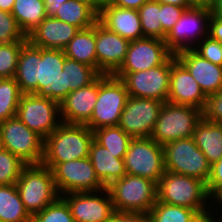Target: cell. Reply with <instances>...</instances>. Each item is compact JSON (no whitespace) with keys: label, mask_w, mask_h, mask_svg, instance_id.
Here are the masks:
<instances>
[{"label":"cell","mask_w":222,"mask_h":222,"mask_svg":"<svg viewBox=\"0 0 222 222\" xmlns=\"http://www.w3.org/2000/svg\"><path fill=\"white\" fill-rule=\"evenodd\" d=\"M156 191L158 202L197 210L207 221L211 220L210 198L206 184L201 180L165 171L157 182Z\"/></svg>","instance_id":"6da1fadb"},{"label":"cell","mask_w":222,"mask_h":222,"mask_svg":"<svg viewBox=\"0 0 222 222\" xmlns=\"http://www.w3.org/2000/svg\"><path fill=\"white\" fill-rule=\"evenodd\" d=\"M93 139L94 133L88 126L62 122L44 139L42 164H59L89 157Z\"/></svg>","instance_id":"7a4b0ae2"},{"label":"cell","mask_w":222,"mask_h":222,"mask_svg":"<svg viewBox=\"0 0 222 222\" xmlns=\"http://www.w3.org/2000/svg\"><path fill=\"white\" fill-rule=\"evenodd\" d=\"M16 187L31 217L60 197L51 169L42 163L25 165Z\"/></svg>","instance_id":"3957f363"},{"label":"cell","mask_w":222,"mask_h":222,"mask_svg":"<svg viewBox=\"0 0 222 222\" xmlns=\"http://www.w3.org/2000/svg\"><path fill=\"white\" fill-rule=\"evenodd\" d=\"M106 188L116 212L149 214L157 202V183L145 177L126 174Z\"/></svg>","instance_id":"277c9868"},{"label":"cell","mask_w":222,"mask_h":222,"mask_svg":"<svg viewBox=\"0 0 222 222\" xmlns=\"http://www.w3.org/2000/svg\"><path fill=\"white\" fill-rule=\"evenodd\" d=\"M123 81L113 74L98 77V97L90 121L86 124L92 131L119 124L128 99Z\"/></svg>","instance_id":"5b68a950"},{"label":"cell","mask_w":222,"mask_h":222,"mask_svg":"<svg viewBox=\"0 0 222 222\" xmlns=\"http://www.w3.org/2000/svg\"><path fill=\"white\" fill-rule=\"evenodd\" d=\"M202 117V110L199 108L166 101L150 137L161 146L182 138L193 137L196 125Z\"/></svg>","instance_id":"8992f818"},{"label":"cell","mask_w":222,"mask_h":222,"mask_svg":"<svg viewBox=\"0 0 222 222\" xmlns=\"http://www.w3.org/2000/svg\"><path fill=\"white\" fill-rule=\"evenodd\" d=\"M165 171L186 175L208 183L211 165L195 144L193 137L182 138L163 146Z\"/></svg>","instance_id":"52a82bcc"},{"label":"cell","mask_w":222,"mask_h":222,"mask_svg":"<svg viewBox=\"0 0 222 222\" xmlns=\"http://www.w3.org/2000/svg\"><path fill=\"white\" fill-rule=\"evenodd\" d=\"M211 15L209 5L194 4L186 8L164 39L168 49L174 55L184 50L194 49L203 38L208 36Z\"/></svg>","instance_id":"ba28073f"},{"label":"cell","mask_w":222,"mask_h":222,"mask_svg":"<svg viewBox=\"0 0 222 222\" xmlns=\"http://www.w3.org/2000/svg\"><path fill=\"white\" fill-rule=\"evenodd\" d=\"M0 143L1 148L14 154L26 165L42 163L44 139L17 116L0 123Z\"/></svg>","instance_id":"9c48e42d"},{"label":"cell","mask_w":222,"mask_h":222,"mask_svg":"<svg viewBox=\"0 0 222 222\" xmlns=\"http://www.w3.org/2000/svg\"><path fill=\"white\" fill-rule=\"evenodd\" d=\"M127 174L158 182L165 172L164 149L151 137L132 138L124 156Z\"/></svg>","instance_id":"30bf717a"},{"label":"cell","mask_w":222,"mask_h":222,"mask_svg":"<svg viewBox=\"0 0 222 222\" xmlns=\"http://www.w3.org/2000/svg\"><path fill=\"white\" fill-rule=\"evenodd\" d=\"M43 165L51 169L60 196L75 192L100 191L106 188L98 179L89 157Z\"/></svg>","instance_id":"8fae6325"},{"label":"cell","mask_w":222,"mask_h":222,"mask_svg":"<svg viewBox=\"0 0 222 222\" xmlns=\"http://www.w3.org/2000/svg\"><path fill=\"white\" fill-rule=\"evenodd\" d=\"M16 116L43 139L62 123L60 104L38 94H22Z\"/></svg>","instance_id":"7c38bea8"},{"label":"cell","mask_w":222,"mask_h":222,"mask_svg":"<svg viewBox=\"0 0 222 222\" xmlns=\"http://www.w3.org/2000/svg\"><path fill=\"white\" fill-rule=\"evenodd\" d=\"M113 75L123 81L129 96L166 102L170 86L171 58L165 64L151 69Z\"/></svg>","instance_id":"4fadbf2b"},{"label":"cell","mask_w":222,"mask_h":222,"mask_svg":"<svg viewBox=\"0 0 222 222\" xmlns=\"http://www.w3.org/2000/svg\"><path fill=\"white\" fill-rule=\"evenodd\" d=\"M164 102L129 96L118 126L132 138H149Z\"/></svg>","instance_id":"5bb4252c"},{"label":"cell","mask_w":222,"mask_h":222,"mask_svg":"<svg viewBox=\"0 0 222 222\" xmlns=\"http://www.w3.org/2000/svg\"><path fill=\"white\" fill-rule=\"evenodd\" d=\"M174 54L164 40L143 37L130 41L126 57L115 73H132L165 64Z\"/></svg>","instance_id":"9a60e30c"},{"label":"cell","mask_w":222,"mask_h":222,"mask_svg":"<svg viewBox=\"0 0 222 222\" xmlns=\"http://www.w3.org/2000/svg\"><path fill=\"white\" fill-rule=\"evenodd\" d=\"M61 197L69 205L75 222H110L116 212L107 188L94 192L68 193Z\"/></svg>","instance_id":"2e32d148"},{"label":"cell","mask_w":222,"mask_h":222,"mask_svg":"<svg viewBox=\"0 0 222 222\" xmlns=\"http://www.w3.org/2000/svg\"><path fill=\"white\" fill-rule=\"evenodd\" d=\"M207 96L189 70L176 58L171 57V76L167 102L203 110Z\"/></svg>","instance_id":"e0dca14e"},{"label":"cell","mask_w":222,"mask_h":222,"mask_svg":"<svg viewBox=\"0 0 222 222\" xmlns=\"http://www.w3.org/2000/svg\"><path fill=\"white\" fill-rule=\"evenodd\" d=\"M130 41L96 22L97 71L114 74L125 60Z\"/></svg>","instance_id":"ac0fdd59"},{"label":"cell","mask_w":222,"mask_h":222,"mask_svg":"<svg viewBox=\"0 0 222 222\" xmlns=\"http://www.w3.org/2000/svg\"><path fill=\"white\" fill-rule=\"evenodd\" d=\"M98 97V78L86 87L71 91L60 103L61 121L86 125L91 118Z\"/></svg>","instance_id":"d6986e66"},{"label":"cell","mask_w":222,"mask_h":222,"mask_svg":"<svg viewBox=\"0 0 222 222\" xmlns=\"http://www.w3.org/2000/svg\"><path fill=\"white\" fill-rule=\"evenodd\" d=\"M175 56L189 70L206 96L222 90V66L202 58L193 49L181 51Z\"/></svg>","instance_id":"ffe728a7"},{"label":"cell","mask_w":222,"mask_h":222,"mask_svg":"<svg viewBox=\"0 0 222 222\" xmlns=\"http://www.w3.org/2000/svg\"><path fill=\"white\" fill-rule=\"evenodd\" d=\"M98 21L109 31L129 41L144 37L138 10L121 8L106 1L98 15Z\"/></svg>","instance_id":"44dd1931"},{"label":"cell","mask_w":222,"mask_h":222,"mask_svg":"<svg viewBox=\"0 0 222 222\" xmlns=\"http://www.w3.org/2000/svg\"><path fill=\"white\" fill-rule=\"evenodd\" d=\"M78 31L74 25L47 16L27 39L36 47L64 50Z\"/></svg>","instance_id":"7402d4cb"},{"label":"cell","mask_w":222,"mask_h":222,"mask_svg":"<svg viewBox=\"0 0 222 222\" xmlns=\"http://www.w3.org/2000/svg\"><path fill=\"white\" fill-rule=\"evenodd\" d=\"M65 58L64 50L41 48V60H38V95L56 101L57 79Z\"/></svg>","instance_id":"603a6c76"},{"label":"cell","mask_w":222,"mask_h":222,"mask_svg":"<svg viewBox=\"0 0 222 222\" xmlns=\"http://www.w3.org/2000/svg\"><path fill=\"white\" fill-rule=\"evenodd\" d=\"M89 159L98 179L105 187L127 174L124 158H116V154L108 151L95 139L92 140L89 148Z\"/></svg>","instance_id":"cb8c5ba5"},{"label":"cell","mask_w":222,"mask_h":222,"mask_svg":"<svg viewBox=\"0 0 222 222\" xmlns=\"http://www.w3.org/2000/svg\"><path fill=\"white\" fill-rule=\"evenodd\" d=\"M38 60H41V48L27 41L21 48L14 76L22 94H37Z\"/></svg>","instance_id":"d4e9b609"},{"label":"cell","mask_w":222,"mask_h":222,"mask_svg":"<svg viewBox=\"0 0 222 222\" xmlns=\"http://www.w3.org/2000/svg\"><path fill=\"white\" fill-rule=\"evenodd\" d=\"M193 138L210 165L222 158V124L202 119L196 125Z\"/></svg>","instance_id":"484cf974"},{"label":"cell","mask_w":222,"mask_h":222,"mask_svg":"<svg viewBox=\"0 0 222 222\" xmlns=\"http://www.w3.org/2000/svg\"><path fill=\"white\" fill-rule=\"evenodd\" d=\"M96 23L87 29L79 30L64 49L69 59L86 64L97 70Z\"/></svg>","instance_id":"4316f807"},{"label":"cell","mask_w":222,"mask_h":222,"mask_svg":"<svg viewBox=\"0 0 222 222\" xmlns=\"http://www.w3.org/2000/svg\"><path fill=\"white\" fill-rule=\"evenodd\" d=\"M11 13L26 36L47 17L44 0H15Z\"/></svg>","instance_id":"83f0119b"},{"label":"cell","mask_w":222,"mask_h":222,"mask_svg":"<svg viewBox=\"0 0 222 222\" xmlns=\"http://www.w3.org/2000/svg\"><path fill=\"white\" fill-rule=\"evenodd\" d=\"M0 220L2 222L32 221V217L21 201L16 184L0 185Z\"/></svg>","instance_id":"f1b7e54d"},{"label":"cell","mask_w":222,"mask_h":222,"mask_svg":"<svg viewBox=\"0 0 222 222\" xmlns=\"http://www.w3.org/2000/svg\"><path fill=\"white\" fill-rule=\"evenodd\" d=\"M53 17L79 30L90 28L98 21V15L88 5L76 0L64 2Z\"/></svg>","instance_id":"f546056e"},{"label":"cell","mask_w":222,"mask_h":222,"mask_svg":"<svg viewBox=\"0 0 222 222\" xmlns=\"http://www.w3.org/2000/svg\"><path fill=\"white\" fill-rule=\"evenodd\" d=\"M62 70L64 71L65 98L71 91L90 85L101 75L95 68L67 57Z\"/></svg>","instance_id":"4dcf8cb0"},{"label":"cell","mask_w":222,"mask_h":222,"mask_svg":"<svg viewBox=\"0 0 222 222\" xmlns=\"http://www.w3.org/2000/svg\"><path fill=\"white\" fill-rule=\"evenodd\" d=\"M151 222H208L197 210L156 202L149 212Z\"/></svg>","instance_id":"1f68e13d"},{"label":"cell","mask_w":222,"mask_h":222,"mask_svg":"<svg viewBox=\"0 0 222 222\" xmlns=\"http://www.w3.org/2000/svg\"><path fill=\"white\" fill-rule=\"evenodd\" d=\"M94 139L116 158H124L132 137L118 125L98 128L93 131Z\"/></svg>","instance_id":"d6a6232c"},{"label":"cell","mask_w":222,"mask_h":222,"mask_svg":"<svg viewBox=\"0 0 222 222\" xmlns=\"http://www.w3.org/2000/svg\"><path fill=\"white\" fill-rule=\"evenodd\" d=\"M21 96L14 78L0 79V123L16 116Z\"/></svg>","instance_id":"836d02e7"},{"label":"cell","mask_w":222,"mask_h":222,"mask_svg":"<svg viewBox=\"0 0 222 222\" xmlns=\"http://www.w3.org/2000/svg\"><path fill=\"white\" fill-rule=\"evenodd\" d=\"M144 37L163 40V29L160 23V3L149 0L138 9Z\"/></svg>","instance_id":"e575fe53"},{"label":"cell","mask_w":222,"mask_h":222,"mask_svg":"<svg viewBox=\"0 0 222 222\" xmlns=\"http://www.w3.org/2000/svg\"><path fill=\"white\" fill-rule=\"evenodd\" d=\"M25 165L14 154L0 148V185L16 184Z\"/></svg>","instance_id":"d590c367"},{"label":"cell","mask_w":222,"mask_h":222,"mask_svg":"<svg viewBox=\"0 0 222 222\" xmlns=\"http://www.w3.org/2000/svg\"><path fill=\"white\" fill-rule=\"evenodd\" d=\"M32 222H75L69 205L60 196L55 202L45 207L32 217Z\"/></svg>","instance_id":"8d00e7d4"},{"label":"cell","mask_w":222,"mask_h":222,"mask_svg":"<svg viewBox=\"0 0 222 222\" xmlns=\"http://www.w3.org/2000/svg\"><path fill=\"white\" fill-rule=\"evenodd\" d=\"M27 41H18L10 45H0V79L14 78L19 54Z\"/></svg>","instance_id":"74e56055"},{"label":"cell","mask_w":222,"mask_h":222,"mask_svg":"<svg viewBox=\"0 0 222 222\" xmlns=\"http://www.w3.org/2000/svg\"><path fill=\"white\" fill-rule=\"evenodd\" d=\"M28 41L12 13L0 10V45Z\"/></svg>","instance_id":"f35d334b"},{"label":"cell","mask_w":222,"mask_h":222,"mask_svg":"<svg viewBox=\"0 0 222 222\" xmlns=\"http://www.w3.org/2000/svg\"><path fill=\"white\" fill-rule=\"evenodd\" d=\"M202 58L222 66V43L209 36L203 38L193 49Z\"/></svg>","instance_id":"ab89813d"},{"label":"cell","mask_w":222,"mask_h":222,"mask_svg":"<svg viewBox=\"0 0 222 222\" xmlns=\"http://www.w3.org/2000/svg\"><path fill=\"white\" fill-rule=\"evenodd\" d=\"M185 9L186 7L160 3V23L162 24L163 29V40L167 33L180 19Z\"/></svg>","instance_id":"60d3db41"},{"label":"cell","mask_w":222,"mask_h":222,"mask_svg":"<svg viewBox=\"0 0 222 222\" xmlns=\"http://www.w3.org/2000/svg\"><path fill=\"white\" fill-rule=\"evenodd\" d=\"M202 115L208 121L222 124V90L207 96Z\"/></svg>","instance_id":"b9f144b4"},{"label":"cell","mask_w":222,"mask_h":222,"mask_svg":"<svg viewBox=\"0 0 222 222\" xmlns=\"http://www.w3.org/2000/svg\"><path fill=\"white\" fill-rule=\"evenodd\" d=\"M206 188L209 198L213 201L222 193V158L211 165L210 178Z\"/></svg>","instance_id":"7bdbcfd3"},{"label":"cell","mask_w":222,"mask_h":222,"mask_svg":"<svg viewBox=\"0 0 222 222\" xmlns=\"http://www.w3.org/2000/svg\"><path fill=\"white\" fill-rule=\"evenodd\" d=\"M110 222H151V220L146 213L115 212Z\"/></svg>","instance_id":"ee69618b"},{"label":"cell","mask_w":222,"mask_h":222,"mask_svg":"<svg viewBox=\"0 0 222 222\" xmlns=\"http://www.w3.org/2000/svg\"><path fill=\"white\" fill-rule=\"evenodd\" d=\"M208 36L222 43V17L211 15L209 20Z\"/></svg>","instance_id":"f6af8a7d"},{"label":"cell","mask_w":222,"mask_h":222,"mask_svg":"<svg viewBox=\"0 0 222 222\" xmlns=\"http://www.w3.org/2000/svg\"><path fill=\"white\" fill-rule=\"evenodd\" d=\"M109 4L121 8L138 10L144 3L149 0H106Z\"/></svg>","instance_id":"bcb514c9"},{"label":"cell","mask_w":222,"mask_h":222,"mask_svg":"<svg viewBox=\"0 0 222 222\" xmlns=\"http://www.w3.org/2000/svg\"><path fill=\"white\" fill-rule=\"evenodd\" d=\"M68 0H44V6L47 16H54L56 9H59L64 2Z\"/></svg>","instance_id":"7dc6e473"},{"label":"cell","mask_w":222,"mask_h":222,"mask_svg":"<svg viewBox=\"0 0 222 222\" xmlns=\"http://www.w3.org/2000/svg\"><path fill=\"white\" fill-rule=\"evenodd\" d=\"M65 99L64 71L62 70L57 79L56 102L59 104Z\"/></svg>","instance_id":"c3c4849f"},{"label":"cell","mask_w":222,"mask_h":222,"mask_svg":"<svg viewBox=\"0 0 222 222\" xmlns=\"http://www.w3.org/2000/svg\"><path fill=\"white\" fill-rule=\"evenodd\" d=\"M88 5L97 15L102 10V7L106 3V0H76Z\"/></svg>","instance_id":"681fc988"},{"label":"cell","mask_w":222,"mask_h":222,"mask_svg":"<svg viewBox=\"0 0 222 222\" xmlns=\"http://www.w3.org/2000/svg\"><path fill=\"white\" fill-rule=\"evenodd\" d=\"M154 1L163 4H173L179 7H186V8H190L194 5L192 0H154Z\"/></svg>","instance_id":"f907efd6"},{"label":"cell","mask_w":222,"mask_h":222,"mask_svg":"<svg viewBox=\"0 0 222 222\" xmlns=\"http://www.w3.org/2000/svg\"><path fill=\"white\" fill-rule=\"evenodd\" d=\"M212 14L222 17V0H213L209 5Z\"/></svg>","instance_id":"816d5d0a"},{"label":"cell","mask_w":222,"mask_h":222,"mask_svg":"<svg viewBox=\"0 0 222 222\" xmlns=\"http://www.w3.org/2000/svg\"><path fill=\"white\" fill-rule=\"evenodd\" d=\"M15 0H0V10L11 13Z\"/></svg>","instance_id":"f5cc1de1"},{"label":"cell","mask_w":222,"mask_h":222,"mask_svg":"<svg viewBox=\"0 0 222 222\" xmlns=\"http://www.w3.org/2000/svg\"><path fill=\"white\" fill-rule=\"evenodd\" d=\"M214 202L215 203H220V204H218L219 206H221L222 207V193L214 200ZM222 212V211H221ZM217 216H216V218H222V215H220V213H219V216H218V214L217 213H215ZM222 214V213H221Z\"/></svg>","instance_id":"db71d44e"},{"label":"cell","mask_w":222,"mask_h":222,"mask_svg":"<svg viewBox=\"0 0 222 222\" xmlns=\"http://www.w3.org/2000/svg\"><path fill=\"white\" fill-rule=\"evenodd\" d=\"M194 4L210 5L213 0H192Z\"/></svg>","instance_id":"11a10c76"},{"label":"cell","mask_w":222,"mask_h":222,"mask_svg":"<svg viewBox=\"0 0 222 222\" xmlns=\"http://www.w3.org/2000/svg\"><path fill=\"white\" fill-rule=\"evenodd\" d=\"M214 216L216 215H212L211 220H210L211 222H222V218H217L218 219L217 220Z\"/></svg>","instance_id":"9f6ffc18"}]
</instances>
